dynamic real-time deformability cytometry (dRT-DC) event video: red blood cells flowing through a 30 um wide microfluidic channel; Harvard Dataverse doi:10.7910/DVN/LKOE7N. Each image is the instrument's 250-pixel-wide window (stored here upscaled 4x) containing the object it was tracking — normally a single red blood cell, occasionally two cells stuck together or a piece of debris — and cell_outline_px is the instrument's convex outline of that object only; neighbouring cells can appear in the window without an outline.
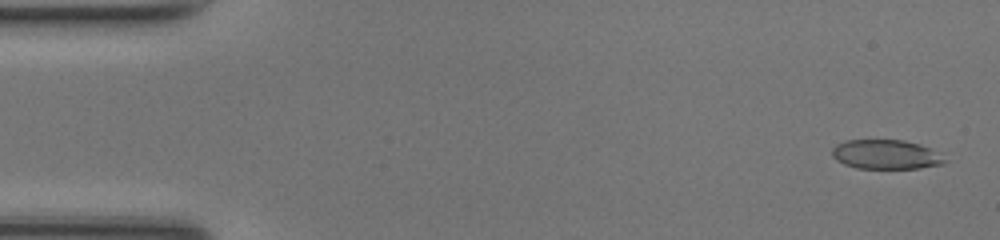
{"species": "common noctule bat (a hibernating species)", "species_latin": "Nyctalus noctula", "temperature_condition": "room temperature", "stored_images_in_passage": 49, "camera_frame_rate_fps": 3000, "um_per_image_px": 0.085, "animal": {"sex": "female", "body_mass_g": 17.0, "forearm_length_mm": 48.0}, "frame": {"image": 1, "passage_image": 2, "time_ms": 0.333, "image_size_px": [1000, 240], "cell_outline_px": [[948, 160], [944, 164], [920, 168], [856, 168], [844, 164], [836, 160], [832, 156], [832, 148], [836, 144], [844, 140], [904, 140], [920, 144], [928, 148]], "centroid_in_image_um": [75.27, 13.13], "position_along_channel_um": 9.7, "area_um2": 19.25}}
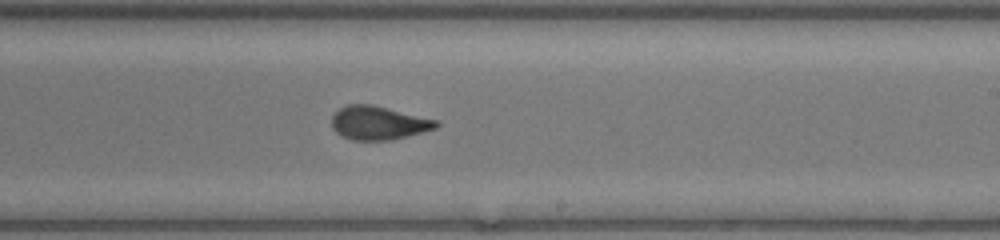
{"frame": {"image": 2, "passage_image": 29, "time_ms": 9.333, "image_size_px": [1000, 240], "cell_outline_px": [[440, 124], [436, 128], [392, 140], [352, 140], [340, 136], [332, 128], [332, 116], [340, 108], [348, 104], [372, 104], [440, 120]], "centroid_in_image_um": [32.18, 10.44], "position_along_channel_um": 256.8, "area_um2": 20.63}}
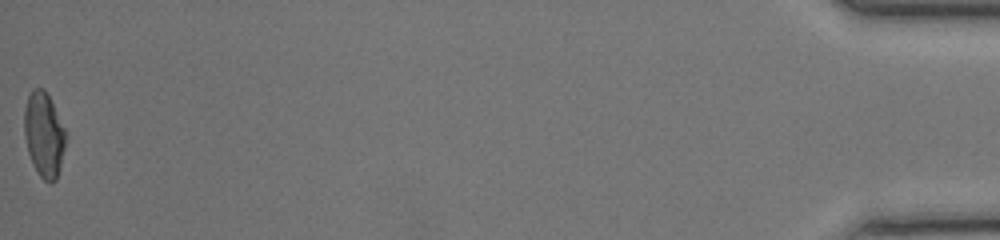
{"frame": {"image": 3, "passage_image": 49, "time_ms": 16.0, "image_size_px": [1000, 240], "cell_outline_px": [[64, 148], [60, 168], [56, 180], [44, 180], [36, 172], [32, 164], [28, 152], [24, 136], [24, 108], [28, 96], [32, 88], [44, 88], [64, 128]], "centroid_in_image_um": [3.69, 11.44], "position_along_channel_um": 431.5, "area_um2": 20.11}, "authors_computed_cell_mechanics": {"area_um2": 20.4612, "velocity_mm_per_s": 4.2404, "shape_relaxation_time_tau1_ms": 6.7367, "shape_relaxation_time_tau2_ms": 0.8911, "deformation_change_tau1": 0.2057, "deformation_change_tau2": 0.0744}}